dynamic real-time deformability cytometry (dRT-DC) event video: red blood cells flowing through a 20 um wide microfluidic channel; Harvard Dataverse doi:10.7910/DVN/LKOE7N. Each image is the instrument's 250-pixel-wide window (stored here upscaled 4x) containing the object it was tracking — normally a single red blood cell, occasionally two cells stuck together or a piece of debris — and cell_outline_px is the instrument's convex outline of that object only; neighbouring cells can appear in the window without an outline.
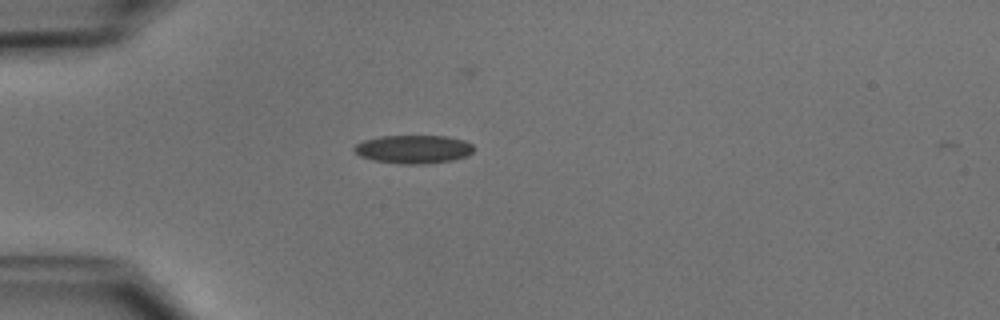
{"species": "common noctule bat (a hibernating species)", "species_latin": "Nyctalus noctula", "temperature_condition": "cold", "stored_images_in_passage": 2, "camera_frame_rate_fps": 3000, "um_per_image_px": 0.085, "animal": {"sex": "male", "body_mass_g": 15.6}, "frame": {"image": 1, "passage_image": 1, "time_ms": 0.0, "image_size_px": [1000, 320], "cell_outline_px": [[476, 148], [468, 156], [452, 160], [424, 164], [400, 164], [372, 160], [360, 156], [352, 148], [356, 144], [364, 140], [380, 136], [448, 136], [464, 140], [472, 144]], "centroid_in_image_um": [35.17, 12.68], "position_along_channel_um": 49.8, "area_um2": 19.94}}